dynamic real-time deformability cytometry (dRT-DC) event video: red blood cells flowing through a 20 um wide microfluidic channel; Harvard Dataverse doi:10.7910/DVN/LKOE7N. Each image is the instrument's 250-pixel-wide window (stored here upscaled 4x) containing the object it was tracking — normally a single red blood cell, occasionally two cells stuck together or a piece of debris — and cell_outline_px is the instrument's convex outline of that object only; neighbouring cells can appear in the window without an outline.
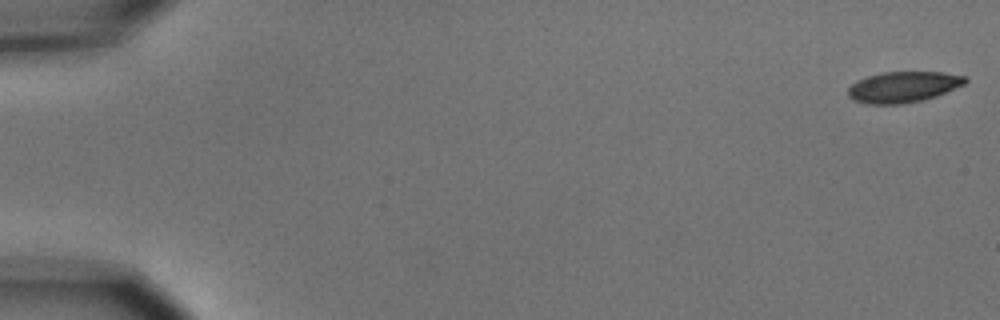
{"species": "common noctule bat (a hibernating species)", "species_latin": "Nyctalus noctula", "temperature_condition": "cold", "stored_images_in_passage": 5, "camera_frame_rate_fps": 3000, "um_per_image_px": 0.085, "animal": {"sex": "male", "body_mass_g": 15.6}, "frame": {"image": 1, "passage_image": 1, "time_ms": 0.0, "image_size_px": [1000, 320], "cell_outline_px": [[968, 80], [964, 84], [936, 96], [924, 100], [900, 104], [868, 104], [852, 100], [848, 96], [848, 88], [856, 80], [868, 76], [884, 72], [944, 72], [964, 76]], "centroid_in_image_um": [76.75, 7.39], "position_along_channel_um": 8.3, "area_um2": 21.1}}